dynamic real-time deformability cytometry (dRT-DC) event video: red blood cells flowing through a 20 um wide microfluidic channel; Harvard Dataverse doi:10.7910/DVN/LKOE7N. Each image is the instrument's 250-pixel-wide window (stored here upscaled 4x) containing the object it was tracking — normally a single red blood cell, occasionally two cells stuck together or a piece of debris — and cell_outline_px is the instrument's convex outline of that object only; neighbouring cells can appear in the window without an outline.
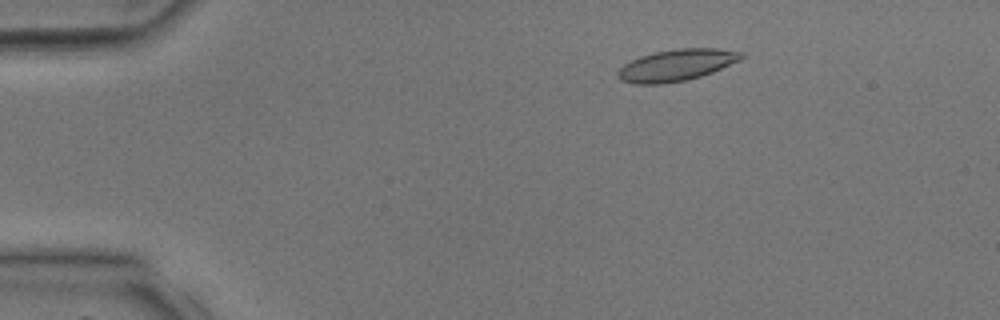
{"species": "common noctule bat (a hibernating species)", "species_latin": "Nyctalus noctula", "temperature_condition": "room temperature", "stored_images_in_passage": 33, "camera_frame_rate_fps": 3000, "um_per_image_px": 0.085, "animal": {"sex": "male", "body_mass_g": 17.9, "forearm_length_mm": 54.2}, "frame": {"image": 1, "passage_image": 4, "time_ms": 1.0, "image_size_px": [1000, 320], "cell_outline_px": [[744, 56], [740, 60], [712, 72], [700, 76], [684, 80], [660, 84], [636, 84], [620, 80], [616, 76], [616, 72], [624, 64], [640, 56], [656, 52], [676, 48], [716, 48], [744, 52]], "centroid_in_image_um": [57.49, 5.53], "position_along_channel_um": 27.5, "area_um2": 22.66}}
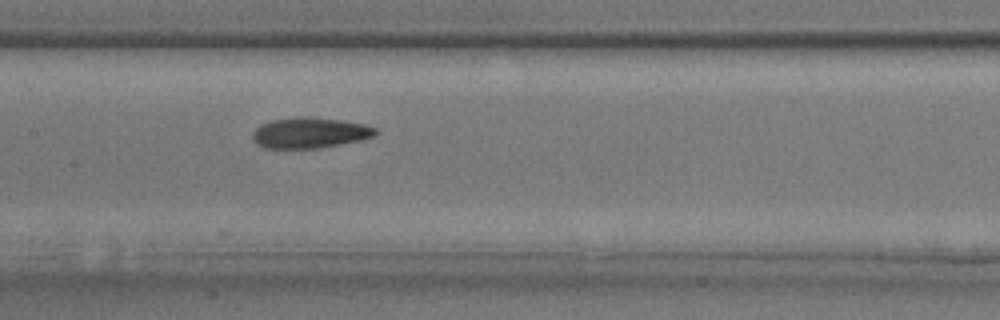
{"frame": {"image": 2, "passage_image": 17, "time_ms": 5.333, "image_size_px": [1000, 320], "cell_outline_px": [[380, 132], [376, 136], [360, 140], [320, 148], [260, 148], [252, 140], [252, 132], [260, 124], [272, 120], [296, 116], [304, 116], [340, 120], [364, 124], [376, 128]], "centroid_in_image_um": [26.31, 11.29], "position_along_channel_um": 181.1, "area_um2": 22.25}}
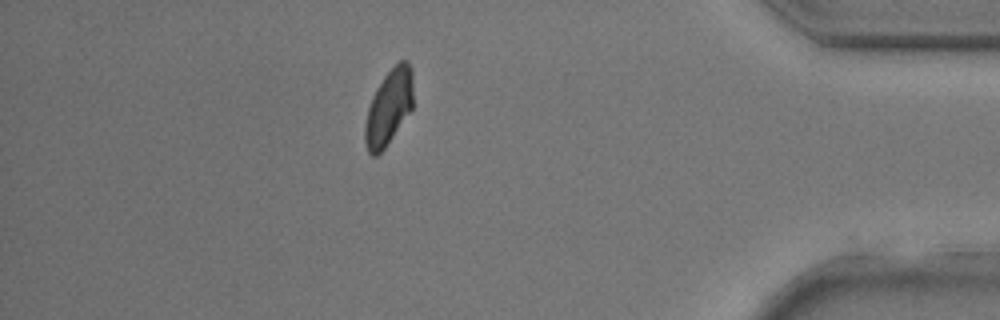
{"frame": {"image": 3, "passage_image": 32, "time_ms": 10.333, "image_size_px": [1000, 320], "cell_outline_px": [[412, 108], [384, 148], [376, 156], [372, 156], [368, 152], [364, 140], [364, 124], [368, 108], [372, 96], [376, 88], [384, 76], [400, 60], [408, 60], [412, 68]], "centroid_in_image_um": [33.02, 9.1], "position_along_channel_um": 402.2, "area_um2": 20.98}}